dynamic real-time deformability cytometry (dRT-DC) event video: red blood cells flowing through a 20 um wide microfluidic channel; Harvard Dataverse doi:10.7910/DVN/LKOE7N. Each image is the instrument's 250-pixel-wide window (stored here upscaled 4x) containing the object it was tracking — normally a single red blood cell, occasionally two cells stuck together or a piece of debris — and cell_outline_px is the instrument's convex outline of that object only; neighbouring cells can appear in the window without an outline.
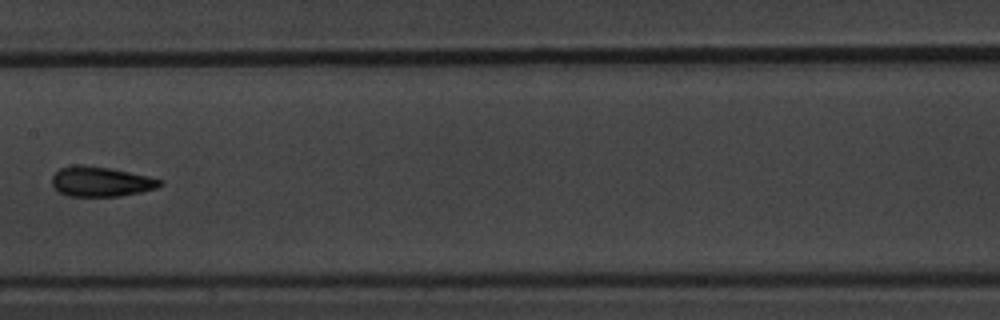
{"species": "common noctule bat (a hibernating species)", "species_latin": "Nyctalus noctula", "temperature_condition": "warm", "stored_images_in_passage": 10, "camera_frame_rate_fps": 3000, "um_per_image_px": 0.085, "animal": {"sex": "male", "body_mass_g": 20.1, "forearm_length_mm": 53.5}, "frame": {"image": 1, "passage_image": 9, "time_ms": 9.333, "image_size_px": [1000, 320], "cell_outline_px": [[164, 184], [156, 188], [140, 192], [120, 196], [68, 196], [60, 192], [52, 184], [52, 176], [60, 168], [76, 164], [80, 164], [112, 168], [148, 176], [164, 180]], "centroid_in_image_um": [8.6, 15.42], "position_along_channel_um": 198.8, "area_um2": 18.9}}
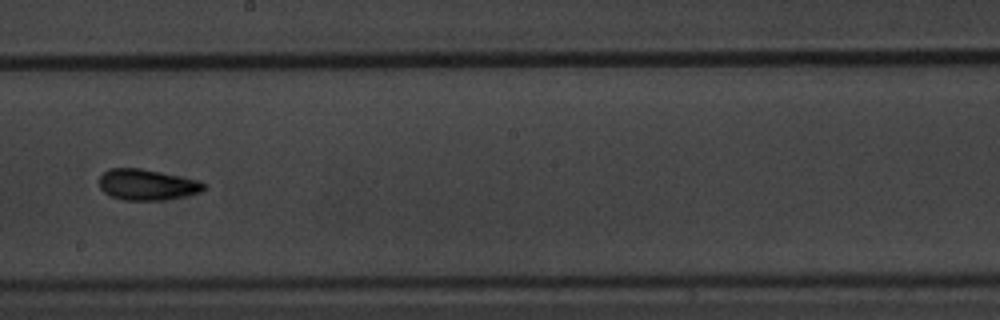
{"frame": {"image": 2, "passage_image": 10, "time_ms": 10.333, "image_size_px": [1000, 320], "cell_outline_px": [[208, 188], [200, 192], [184, 196], [164, 200], [124, 200], [112, 196], [104, 192], [100, 188], [100, 176], [108, 168], [140, 168], [200, 180], [208, 184]], "centroid_in_image_um": [12.55, 15.69], "position_along_channel_um": 235.7, "area_um2": 18.96}}